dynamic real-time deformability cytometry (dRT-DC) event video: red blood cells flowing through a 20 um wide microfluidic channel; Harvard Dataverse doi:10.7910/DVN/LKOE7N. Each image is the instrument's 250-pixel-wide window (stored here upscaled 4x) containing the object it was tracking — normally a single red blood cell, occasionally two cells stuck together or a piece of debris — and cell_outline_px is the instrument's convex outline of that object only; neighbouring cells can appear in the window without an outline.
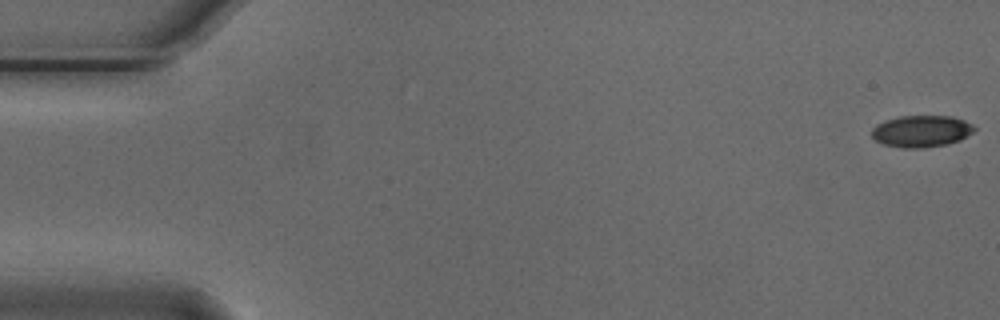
{"species": "Egyptian fruit bat (a non-hibernating species)", "species_latin": "Rousettus aegyptiacus", "temperature_condition": "cold", "stored_images_in_passage": 55, "camera_frame_rate_fps": 3000, "um_per_image_px": 0.085, "animal": {"sex": "male"}, "frame": {"image": 1, "passage_image": 1, "time_ms": 0.0, "image_size_px": [1000, 320], "cell_outline_px": [[976, 128], [972, 132], [960, 140], [948, 144], [920, 148], [904, 148], [884, 144], [876, 140], [872, 136], [872, 128], [876, 124], [884, 120], [900, 116], [952, 116], [964, 120], [972, 124]], "centroid_in_image_um": [78.31, 11.14], "position_along_channel_um": 6.7, "area_um2": 18.96}}
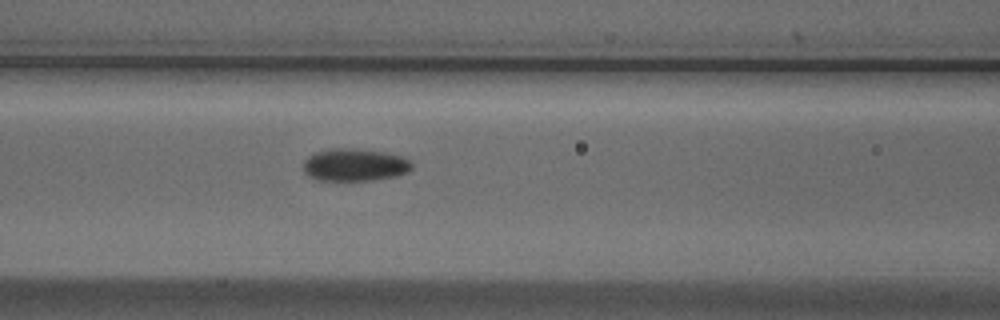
{"frame": {"image": 2, "passage_image": 23, "time_ms": 7.333, "image_size_px": [1000, 320], "cell_outline_px": [[412, 168], [408, 172], [396, 176], [372, 180], [316, 180], [308, 176], [304, 172], [304, 160], [308, 156], [316, 152], [332, 148], [352, 148], [388, 152], [404, 156], [412, 160]], "centroid_in_image_um": [30.19, 14.0], "position_along_channel_um": 136.4, "area_um2": 20.87}}
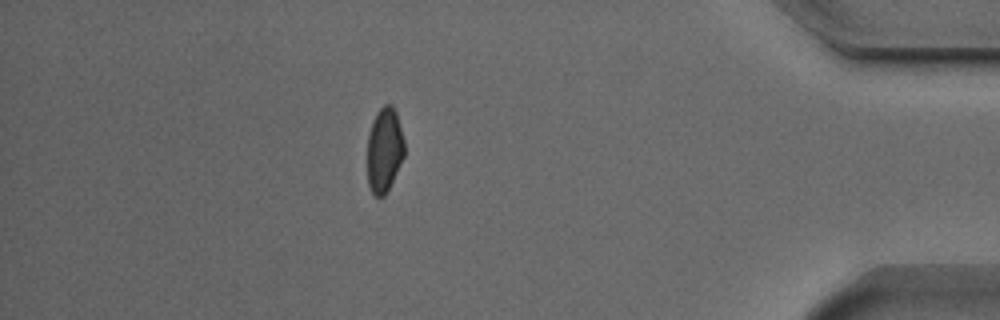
{"frame": {"image": 3, "passage_image": 48, "time_ms": 15.667, "image_size_px": [1000, 320], "cell_outline_px": [[404, 156], [384, 196], [376, 196], [372, 192], [368, 184], [368, 132], [372, 120], [376, 112], [384, 104], [392, 104], [396, 112], [404, 140]], "centroid_in_image_um": [32.66, 12.69], "position_along_channel_um": 402.5, "area_um2": 18.15}, "authors_computed_cell_mechanics": {"area_um2": 19.652, "velocity_mm_per_s": 3.7532, "shape_relaxation_time_tau1_ms": 4.9499, "shape_relaxation_time_tau2_ms": 2.8671, "deformation_change_tau1": 0.112, "deformation_change_tau2": 0.0742}}